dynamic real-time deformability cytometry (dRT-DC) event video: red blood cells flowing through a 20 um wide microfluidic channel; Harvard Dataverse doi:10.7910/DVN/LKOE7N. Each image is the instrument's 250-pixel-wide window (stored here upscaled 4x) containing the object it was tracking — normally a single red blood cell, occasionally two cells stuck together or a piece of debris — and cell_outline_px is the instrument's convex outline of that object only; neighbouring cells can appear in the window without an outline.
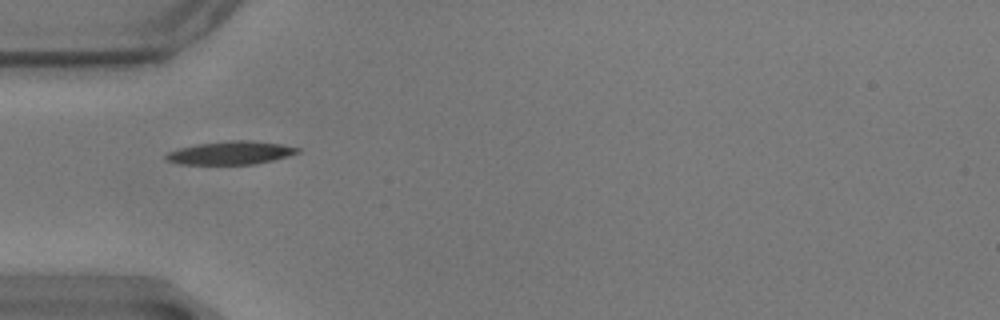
{"species": "common noctule bat (a hibernating species)", "species_latin": "Nyctalus noctula", "temperature_condition": "warm", "stored_images_in_passage": 32, "camera_frame_rate_fps": 3000, "um_per_image_px": 0.085, "animal": {"sex": "male", "body_mass_g": 17.9}, "frame": {"image": 1, "passage_image": 1, "time_ms": 0.0, "image_size_px": [1000, 320], "cell_outline_px": [[300, 152], [288, 156], [272, 160], [252, 164], [180, 164], [164, 160], [164, 156], [168, 152], [180, 148], [196, 144], [228, 140], [252, 140], [280, 144], [300, 148]], "centroid_in_image_um": [19.58, 12.98], "position_along_channel_um": 65.4, "area_um2": 17.8}}
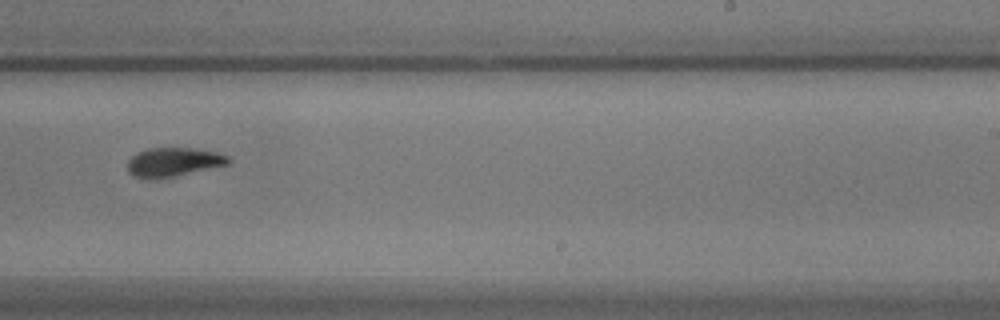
{"frame": {"image": 2, "passage_image": 19, "time_ms": 6.0, "image_size_px": [1000, 320], "cell_outline_px": [[232, 160], [228, 164], [172, 176], [132, 176], [128, 172], [128, 160], [136, 152], [148, 148], [192, 148], [216, 152], [228, 156]], "centroid_in_image_um": [14.75, 13.73], "position_along_channel_um": 274.2, "area_um2": 16.36}}
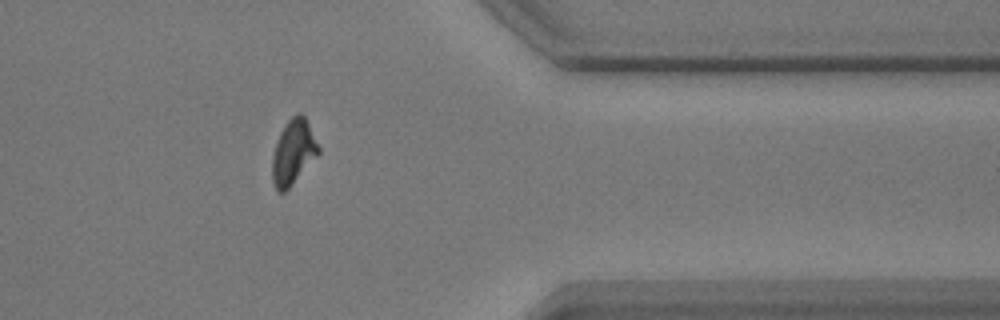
{"frame": {"image": 3, "passage_image": 30, "time_ms": 9.667, "image_size_px": [1000, 320], "cell_outline_px": [[320, 152], [292, 184], [284, 192], [276, 192], [272, 180], [272, 156], [280, 132], [284, 124], [292, 116], [300, 112], [304, 116], [320, 148]], "centroid_in_image_um": [24.9, 12.94], "position_along_channel_um": 386.5, "area_um2": 17.22}, "authors_computed_cell_mechanics": {"area_um2": 17.2244, "velocity_mm_per_s": 3.4822, "shape_relaxation_time_tau1_ms": 3.7224, "shape_relaxation_time_tau2_ms": 3.5771, "deformation_change_tau1": 0.1807, "deformation_change_tau2": 0.0969}}